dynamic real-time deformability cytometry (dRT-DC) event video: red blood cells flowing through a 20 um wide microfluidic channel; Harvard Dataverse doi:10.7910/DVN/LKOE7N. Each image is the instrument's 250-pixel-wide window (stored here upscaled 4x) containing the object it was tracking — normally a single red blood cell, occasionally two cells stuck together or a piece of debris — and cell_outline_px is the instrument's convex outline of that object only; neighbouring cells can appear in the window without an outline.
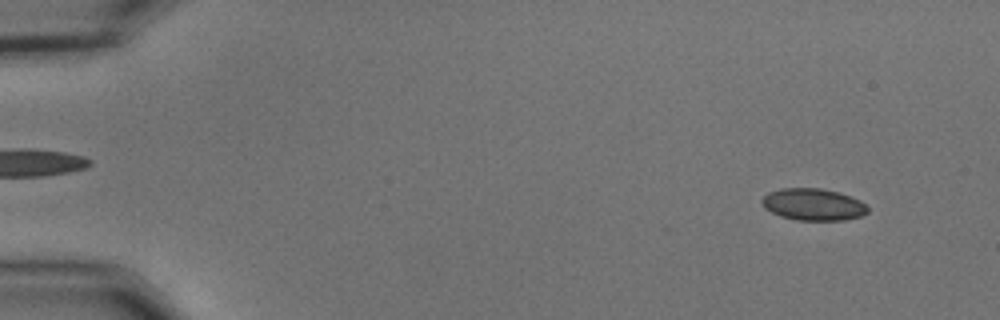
{"species": "common noctule bat (a hibernating species)", "species_latin": "Nyctalus noctula", "temperature_condition": "cold", "stored_images_in_passage": 13, "camera_frame_rate_fps": 3000, "um_per_image_px": 0.085, "animal": {"sex": "male", "body_mass_g": 15.6}, "frame": {"image": 1, "passage_image": 5, "time_ms": 1.333, "image_size_px": [1000, 320], "cell_outline_px": [[868, 212], [860, 216], [844, 220], [796, 220], [780, 216], [764, 208], [760, 200], [768, 192], [780, 188], [820, 188], [836, 192], [860, 200], [868, 208]], "centroid_in_image_um": [69.08, 17.38], "position_along_channel_um": 15.9, "area_um2": 19.59}}